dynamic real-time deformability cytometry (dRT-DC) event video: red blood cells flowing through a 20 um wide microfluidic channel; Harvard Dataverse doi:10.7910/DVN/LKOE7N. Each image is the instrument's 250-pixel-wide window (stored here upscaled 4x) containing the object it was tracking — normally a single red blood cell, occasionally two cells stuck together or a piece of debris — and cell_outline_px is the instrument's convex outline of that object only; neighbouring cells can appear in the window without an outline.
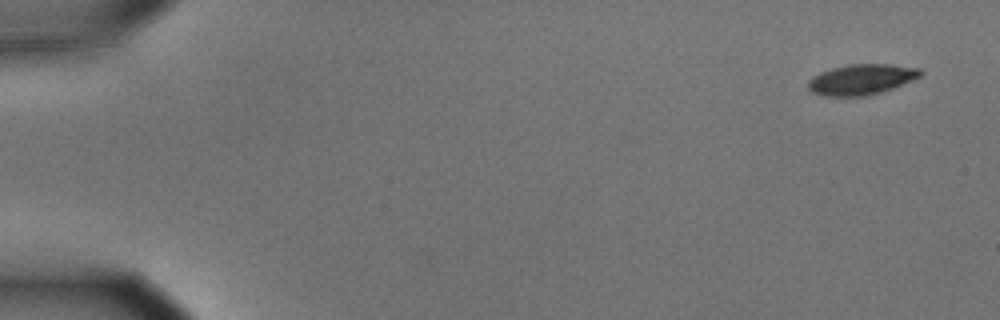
{"species": "common noctule bat (a hibernating species)", "species_latin": "Nyctalus noctula", "temperature_condition": "cold", "stored_images_in_passage": 55, "camera_frame_rate_fps": 3000, "um_per_image_px": 0.085, "animal": {"sex": "male", "body_mass_g": 15.6}, "frame": {"image": 1, "passage_image": 1, "time_ms": 0.0, "image_size_px": [1000, 320], "cell_outline_px": [[924, 72], [920, 76], [912, 80], [892, 88], [880, 92], [864, 96], [824, 96], [812, 92], [808, 88], [808, 80], [812, 76], [820, 72], [832, 68], [848, 64], [888, 64], [920, 68]], "centroid_in_image_um": [73.2, 6.74], "position_along_channel_um": 11.8, "area_um2": 19.94}}
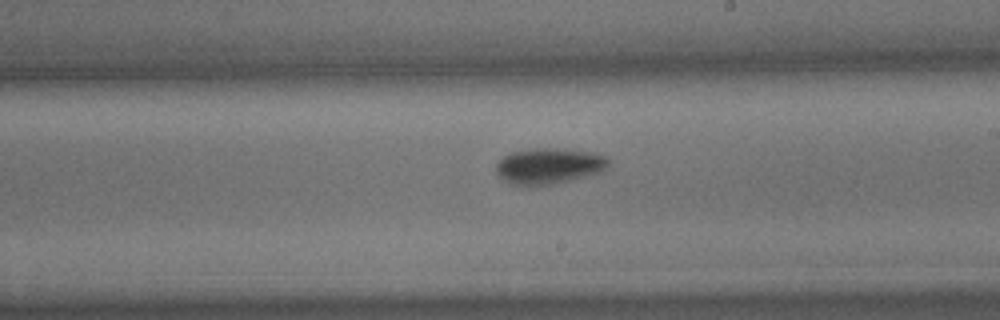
{"frame": {"image": 2, "passage_image": 32, "time_ms": 10.333, "image_size_px": [1000, 320], "cell_outline_px": [[608, 164], [600, 172], [588, 176], [552, 184], [528, 188], [512, 184], [496, 176], [496, 164], [504, 156], [512, 152], [532, 148], [556, 148], [596, 152], [608, 156]], "centroid_in_image_um": [46.63, 14.12], "position_along_channel_um": 242.4, "area_um2": 23.99}}
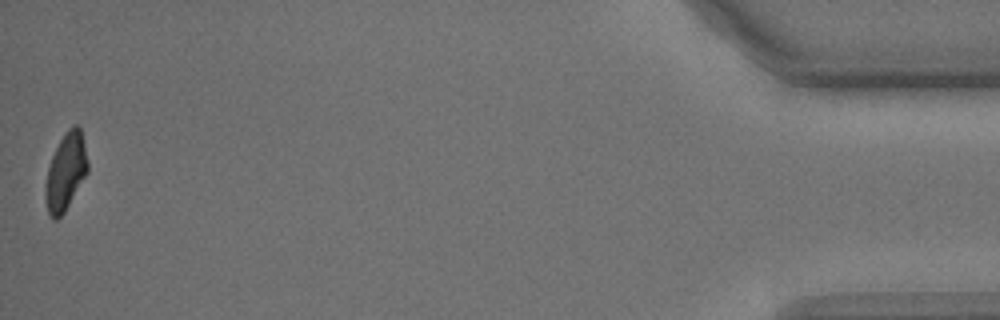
{"frame": {"image": 3, "passage_image": 55, "time_ms": 18.0, "image_size_px": [1000, 320], "cell_outline_px": [[88, 172], [64, 212], [56, 220], [52, 220], [48, 212], [44, 196], [44, 188], [48, 168], [52, 156], [64, 132], [72, 124], [76, 124], [80, 128], [88, 160]], "centroid_in_image_um": [5.57, 14.6], "position_along_channel_um": 429.6, "area_um2": 19.02}, "authors_computed_cell_mechanics": {"area_um2": 21.097, "velocity_mm_per_s": 3.5575, "shape_relaxation_time_tau1_ms": 2.9931, "shape_relaxation_time_tau2_ms": null, "deformation_change_tau1": 0.124, "deformation_change_tau2": null}}